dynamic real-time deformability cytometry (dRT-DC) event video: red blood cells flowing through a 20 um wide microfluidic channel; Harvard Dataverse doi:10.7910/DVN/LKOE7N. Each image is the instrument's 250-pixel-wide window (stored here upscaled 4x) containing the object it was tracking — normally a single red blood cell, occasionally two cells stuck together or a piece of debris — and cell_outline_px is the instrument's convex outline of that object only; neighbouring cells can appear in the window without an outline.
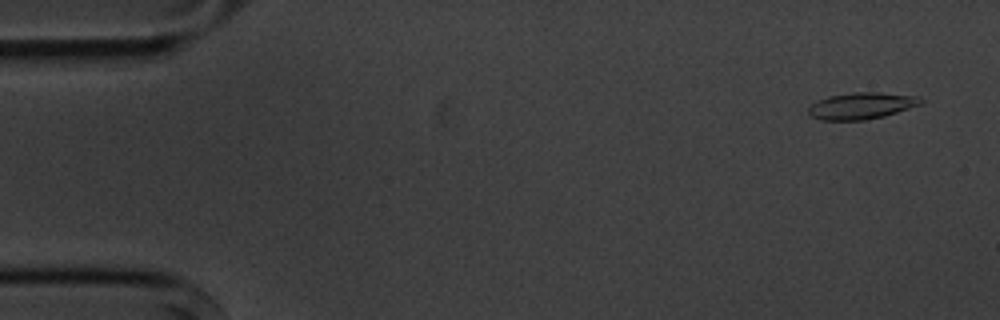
{"species": "common noctule bat (a hibernating species)", "species_latin": "Nyctalus noctula", "temperature_condition": "cold", "stored_images_in_passage": 5, "camera_frame_rate_fps": 3000, "um_per_image_px": 0.085, "animal": {"sex": "male", "body_mass_g": 20.1, "forearm_length_mm": 53.5}, "frame": {"image": 1, "passage_image": 1, "time_ms": 0.0, "image_size_px": [1000, 320], "cell_outline_px": [[924, 100], [920, 104], [884, 116], [864, 120], [820, 120], [812, 116], [808, 112], [808, 108], [812, 104], [828, 96], [852, 92], [880, 92], [920, 96]], "centroid_in_image_um": [73.24, 8.98], "position_along_channel_um": 11.8, "area_um2": 17.34}}